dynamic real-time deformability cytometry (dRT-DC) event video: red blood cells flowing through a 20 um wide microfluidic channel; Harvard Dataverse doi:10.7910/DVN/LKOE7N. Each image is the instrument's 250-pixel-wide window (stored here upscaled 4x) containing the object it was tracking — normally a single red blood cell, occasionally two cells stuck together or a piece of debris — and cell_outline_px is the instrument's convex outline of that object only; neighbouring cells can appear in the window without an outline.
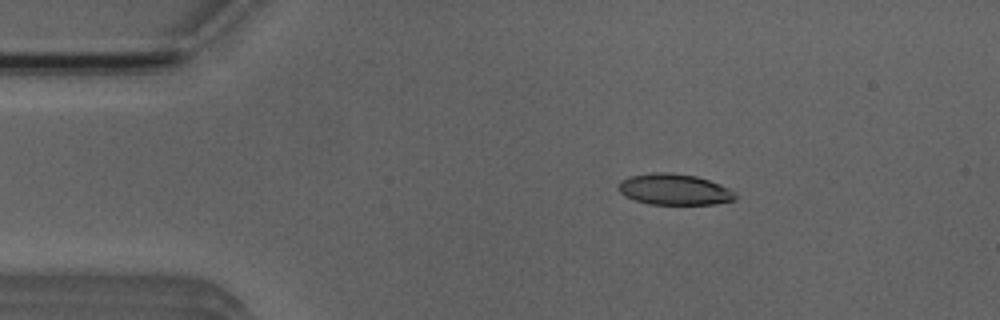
{"species": "Egyptian fruit bat (a non-hibernating species)", "species_latin": "Rousettus aegyptiacus", "temperature_condition": "room temperature", "stored_images_in_passage": 4, "camera_frame_rate_fps": 3000, "um_per_image_px": 0.085, "animal": {"sex": "male"}, "frame": {"image": 1, "passage_image": 3, "time_ms": 2.333, "image_size_px": [1000, 320], "cell_outline_px": [[736, 200], [712, 204], [648, 204], [624, 196], [616, 188], [620, 180], [628, 176], [652, 172], [672, 172], [696, 176], [720, 184], [736, 192]], "centroid_in_image_um": [57.28, 16.09], "position_along_channel_um": 27.7, "area_um2": 21.39}}